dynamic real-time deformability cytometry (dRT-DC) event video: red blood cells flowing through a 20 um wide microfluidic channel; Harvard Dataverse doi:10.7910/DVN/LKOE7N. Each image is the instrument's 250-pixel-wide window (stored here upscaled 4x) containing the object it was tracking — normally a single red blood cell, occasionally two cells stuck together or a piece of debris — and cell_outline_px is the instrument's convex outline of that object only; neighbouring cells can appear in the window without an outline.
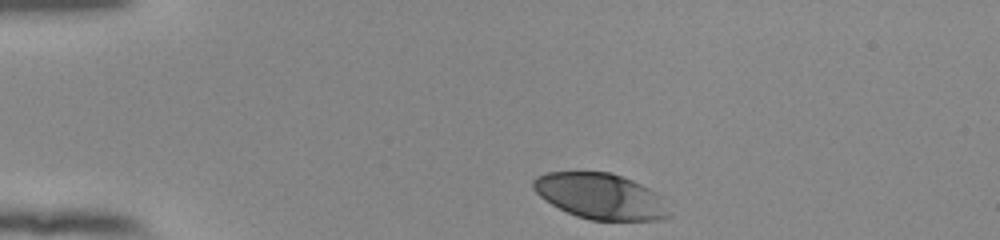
{"species": "human", "species_latin": "Homo sapiens", "temperature_condition": "room temperature", "stored_images_in_passage": 14, "camera_frame_rate_fps": 3000, "um_per_image_px": 0.085, "donor": {"sex": "female"}, "frame": {"image": 1, "passage_image": 1, "time_ms": 0.0, "image_size_px": [1000, 240], "cell_outline_px": [[676, 216], [660, 220], [592, 220], [576, 216], [552, 204], [540, 196], [532, 188], [532, 180], [536, 176], [548, 172], [608, 172], [632, 180], [656, 192], [660, 196]], "centroid_in_image_um": [51.09, 16.69], "position_along_channel_um": 33.9, "area_um2": 36.36}}
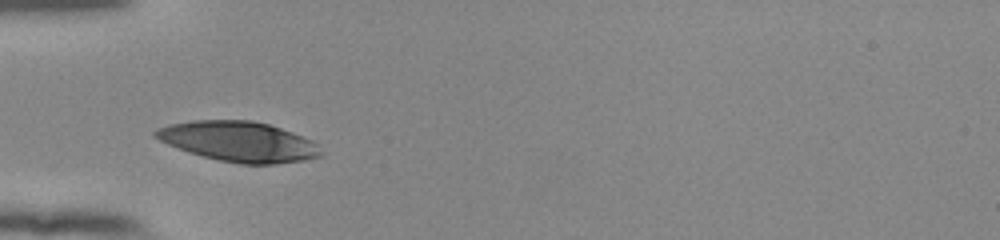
{"frame": {"image": 2, "passage_image": 8, "time_ms": 2.333, "image_size_px": [1000, 240], "cell_outline_px": [[324, 152], [320, 156], [304, 160], [276, 164], [240, 164], [220, 160], [188, 152], [168, 144], [152, 136], [152, 132], [156, 128], [168, 124], [192, 120], [252, 120], [268, 124], [292, 132], [312, 140]], "centroid_in_image_um": [20.27, 12.02], "position_along_channel_um": 64.7, "area_um2": 38.73}}
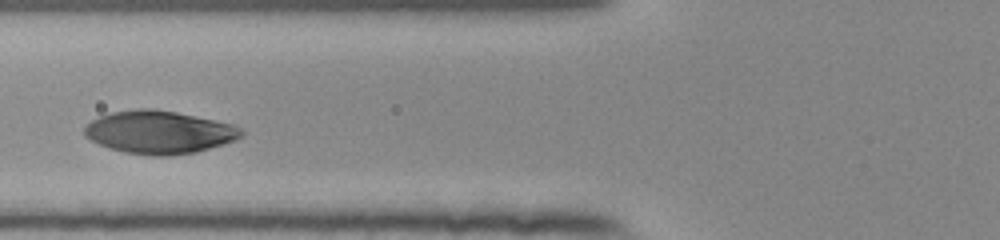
{"frame": {"image": 3, "passage_image": 12, "time_ms": 3.667, "image_size_px": [1000, 240], "cell_outline_px": [[244, 136], [236, 140], [196, 152], [168, 156], [152, 156], [124, 152], [108, 148], [84, 136], [84, 128], [92, 120], [100, 116], [112, 112], [136, 108], [152, 108], [176, 112], [232, 124], [244, 128]], "centroid_in_image_um": [13.55, 11.24], "position_along_channel_um": 112.3, "area_um2": 39.3}}